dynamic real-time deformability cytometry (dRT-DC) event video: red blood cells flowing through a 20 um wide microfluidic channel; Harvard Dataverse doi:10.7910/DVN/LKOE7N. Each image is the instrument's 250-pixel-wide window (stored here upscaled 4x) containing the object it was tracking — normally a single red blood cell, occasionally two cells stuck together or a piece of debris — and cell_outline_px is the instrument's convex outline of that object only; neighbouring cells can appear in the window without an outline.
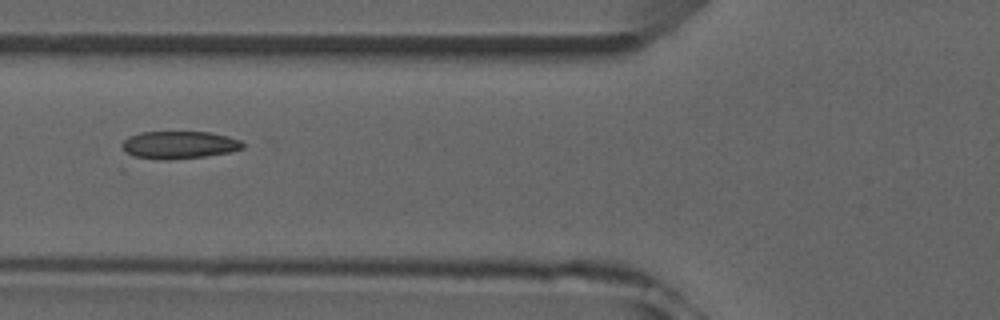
{"species": "common noctule bat (a hibernating species)", "species_latin": "Nyctalus noctula", "temperature_condition": "room temperature", "stored_images_in_passage": 7, "camera_frame_rate_fps": 3000, "um_per_image_px": 0.085, "animal": {"sex": "male", "forearm_length_mm": 52.5}, "frame": {"image": 1, "passage_image": 7, "time_ms": 7.667, "image_size_px": [1000, 320], "cell_outline_px": [[244, 148], [228, 152], [204, 156], [168, 160], [136, 156], [128, 152], [120, 144], [128, 136], [140, 132], [208, 132], [228, 136], [240, 140], [244, 144]], "centroid_in_image_um": [15.24, 12.3], "position_along_channel_um": 110.6, "area_um2": 19.13}}